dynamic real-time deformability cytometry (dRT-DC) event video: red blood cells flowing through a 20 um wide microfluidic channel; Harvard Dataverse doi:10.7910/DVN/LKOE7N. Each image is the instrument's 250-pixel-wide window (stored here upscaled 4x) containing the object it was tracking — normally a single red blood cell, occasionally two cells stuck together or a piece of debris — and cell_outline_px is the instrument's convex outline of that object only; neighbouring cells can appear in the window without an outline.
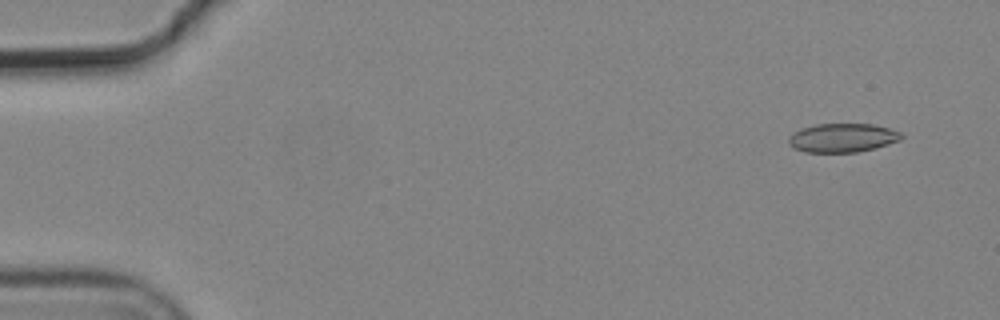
{"species": "common noctule bat (a hibernating species)", "species_latin": "Nyctalus noctula", "temperature_condition": "cold", "stored_images_in_passage": 5, "camera_frame_rate_fps": 3000, "um_per_image_px": 0.085, "animal": {"sex": "male", "body_mass_g": 19.2, "forearm_length_mm": 51.8}, "frame": {"image": 1, "passage_image": 1, "time_ms": 0.0, "image_size_px": [1000, 320], "cell_outline_px": [[904, 136], [900, 140], [876, 148], [856, 152], [804, 152], [792, 148], [788, 144], [788, 140], [796, 132], [804, 128], [816, 124], [872, 124], [888, 128], [900, 132]], "centroid_in_image_um": [71.63, 11.72], "position_along_channel_um": 13.4, "area_um2": 18.79}}
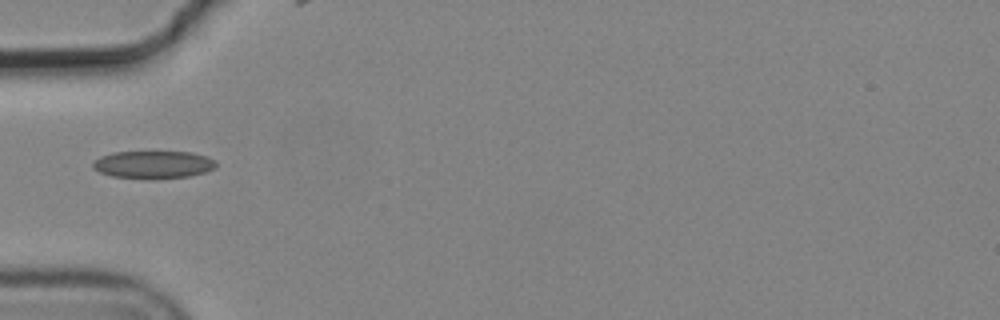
{"frame": {"image": 2, "passage_image": 5, "time_ms": 1.333, "image_size_px": [1000, 320], "cell_outline_px": [[216, 168], [204, 172], [188, 176], [156, 180], [148, 180], [112, 176], [100, 172], [92, 168], [92, 160], [100, 156], [112, 152], [192, 152], [216, 160]], "centroid_in_image_um": [12.99, 14.01], "position_along_channel_um": 72.0, "area_um2": 20.23}}